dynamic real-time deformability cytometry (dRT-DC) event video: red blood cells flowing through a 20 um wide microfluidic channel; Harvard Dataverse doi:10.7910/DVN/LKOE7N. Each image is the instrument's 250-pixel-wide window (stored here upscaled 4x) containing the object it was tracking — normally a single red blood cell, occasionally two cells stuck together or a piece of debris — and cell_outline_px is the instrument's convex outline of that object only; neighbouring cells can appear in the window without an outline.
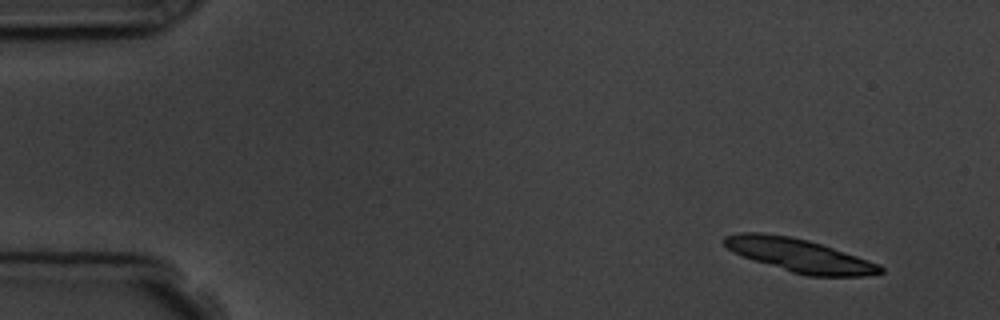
{"species": "common noctule bat (a hibernating species)", "species_latin": "Nyctalus noctula", "temperature_condition": "room temperature", "stored_images_in_passage": 6, "segment_of_instrument_passage": [1, 2], "camera_frame_rate_fps": 3000, "um_per_image_px": 0.085, "animal": {"sex": "male", "body_mass_g": 19.5, "forearm_length_mm": 54.6}, "frame": {"image": 1, "passage_image": 1, "time_ms": 0.0, "image_size_px": [1000, 320], "cell_outline_px": [[884, 272], [868, 276], [808, 276], [792, 272], [732, 252], [720, 240], [724, 236], [740, 232], [760, 232], [792, 236], [808, 240], [880, 264], [884, 268]], "centroid_in_image_um": [67.94, 21.69], "position_along_channel_um": 17.1, "area_um2": 30.06}}